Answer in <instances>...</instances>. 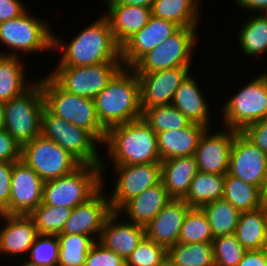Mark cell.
Masks as SVG:
<instances>
[{
	"instance_id": "83f0119b",
	"label": "cell",
	"mask_w": 267,
	"mask_h": 266,
	"mask_svg": "<svg viewBox=\"0 0 267 266\" xmlns=\"http://www.w3.org/2000/svg\"><path fill=\"white\" fill-rule=\"evenodd\" d=\"M21 56L0 54V101L8 102L27 91L35 80L27 82ZM31 82V83H30Z\"/></svg>"
},
{
	"instance_id": "74e56055",
	"label": "cell",
	"mask_w": 267,
	"mask_h": 266,
	"mask_svg": "<svg viewBox=\"0 0 267 266\" xmlns=\"http://www.w3.org/2000/svg\"><path fill=\"white\" fill-rule=\"evenodd\" d=\"M71 212L72 208L41 203L29 216L35 224L38 235L58 236Z\"/></svg>"
},
{
	"instance_id": "bcb514c9",
	"label": "cell",
	"mask_w": 267,
	"mask_h": 266,
	"mask_svg": "<svg viewBox=\"0 0 267 266\" xmlns=\"http://www.w3.org/2000/svg\"><path fill=\"white\" fill-rule=\"evenodd\" d=\"M13 163L0 161V214L10 201Z\"/></svg>"
},
{
	"instance_id": "ffe728a7",
	"label": "cell",
	"mask_w": 267,
	"mask_h": 266,
	"mask_svg": "<svg viewBox=\"0 0 267 266\" xmlns=\"http://www.w3.org/2000/svg\"><path fill=\"white\" fill-rule=\"evenodd\" d=\"M190 208L184 199L172 198L145 226L146 237L166 249L177 244L184 217Z\"/></svg>"
},
{
	"instance_id": "11a10c76",
	"label": "cell",
	"mask_w": 267,
	"mask_h": 266,
	"mask_svg": "<svg viewBox=\"0 0 267 266\" xmlns=\"http://www.w3.org/2000/svg\"><path fill=\"white\" fill-rule=\"evenodd\" d=\"M22 265L20 266H38V265H35L33 263H30L28 260L24 261L23 263H21Z\"/></svg>"
},
{
	"instance_id": "7a4b0ae2",
	"label": "cell",
	"mask_w": 267,
	"mask_h": 266,
	"mask_svg": "<svg viewBox=\"0 0 267 266\" xmlns=\"http://www.w3.org/2000/svg\"><path fill=\"white\" fill-rule=\"evenodd\" d=\"M94 102L98 120L106 130L142 118L137 73L132 68L123 67Z\"/></svg>"
},
{
	"instance_id": "4fadbf2b",
	"label": "cell",
	"mask_w": 267,
	"mask_h": 266,
	"mask_svg": "<svg viewBox=\"0 0 267 266\" xmlns=\"http://www.w3.org/2000/svg\"><path fill=\"white\" fill-rule=\"evenodd\" d=\"M115 188L108 196L112 211L117 212L127 201L161 182V163L114 166Z\"/></svg>"
},
{
	"instance_id": "9f6ffc18",
	"label": "cell",
	"mask_w": 267,
	"mask_h": 266,
	"mask_svg": "<svg viewBox=\"0 0 267 266\" xmlns=\"http://www.w3.org/2000/svg\"><path fill=\"white\" fill-rule=\"evenodd\" d=\"M263 250H265L267 252V232H266V236H265V243H264Z\"/></svg>"
},
{
	"instance_id": "30bf717a",
	"label": "cell",
	"mask_w": 267,
	"mask_h": 266,
	"mask_svg": "<svg viewBox=\"0 0 267 266\" xmlns=\"http://www.w3.org/2000/svg\"><path fill=\"white\" fill-rule=\"evenodd\" d=\"M197 40L196 27H181L170 38L145 54L132 69L137 74H145L176 67H191L192 51Z\"/></svg>"
},
{
	"instance_id": "6da1fadb",
	"label": "cell",
	"mask_w": 267,
	"mask_h": 266,
	"mask_svg": "<svg viewBox=\"0 0 267 266\" xmlns=\"http://www.w3.org/2000/svg\"><path fill=\"white\" fill-rule=\"evenodd\" d=\"M58 38L53 33L52 49L62 52L56 67L122 62L121 47L115 41L110 23L104 14L80 31L69 44Z\"/></svg>"
},
{
	"instance_id": "603a6c76",
	"label": "cell",
	"mask_w": 267,
	"mask_h": 266,
	"mask_svg": "<svg viewBox=\"0 0 267 266\" xmlns=\"http://www.w3.org/2000/svg\"><path fill=\"white\" fill-rule=\"evenodd\" d=\"M207 129L201 124L191 122L187 127L178 130L157 133L158 153L161 161L194 155Z\"/></svg>"
},
{
	"instance_id": "ac0fdd59",
	"label": "cell",
	"mask_w": 267,
	"mask_h": 266,
	"mask_svg": "<svg viewBox=\"0 0 267 266\" xmlns=\"http://www.w3.org/2000/svg\"><path fill=\"white\" fill-rule=\"evenodd\" d=\"M102 187L92 198L72 209L60 234L91 236L98 241L107 217L113 212L107 194ZM103 189V190H102Z\"/></svg>"
},
{
	"instance_id": "d6a6232c",
	"label": "cell",
	"mask_w": 267,
	"mask_h": 266,
	"mask_svg": "<svg viewBox=\"0 0 267 266\" xmlns=\"http://www.w3.org/2000/svg\"><path fill=\"white\" fill-rule=\"evenodd\" d=\"M249 18L240 27L238 42L245 56L258 57L267 52V13Z\"/></svg>"
},
{
	"instance_id": "b9f144b4",
	"label": "cell",
	"mask_w": 267,
	"mask_h": 266,
	"mask_svg": "<svg viewBox=\"0 0 267 266\" xmlns=\"http://www.w3.org/2000/svg\"><path fill=\"white\" fill-rule=\"evenodd\" d=\"M167 255V249L146 236L126 259V266H157Z\"/></svg>"
},
{
	"instance_id": "f35d334b",
	"label": "cell",
	"mask_w": 267,
	"mask_h": 266,
	"mask_svg": "<svg viewBox=\"0 0 267 266\" xmlns=\"http://www.w3.org/2000/svg\"><path fill=\"white\" fill-rule=\"evenodd\" d=\"M212 234L208 219L201 208H190L186 213L180 235L179 243L212 242Z\"/></svg>"
},
{
	"instance_id": "ab89813d",
	"label": "cell",
	"mask_w": 267,
	"mask_h": 266,
	"mask_svg": "<svg viewBox=\"0 0 267 266\" xmlns=\"http://www.w3.org/2000/svg\"><path fill=\"white\" fill-rule=\"evenodd\" d=\"M212 245L215 266H237L246 251L234 234L216 237Z\"/></svg>"
},
{
	"instance_id": "9a60e30c",
	"label": "cell",
	"mask_w": 267,
	"mask_h": 266,
	"mask_svg": "<svg viewBox=\"0 0 267 266\" xmlns=\"http://www.w3.org/2000/svg\"><path fill=\"white\" fill-rule=\"evenodd\" d=\"M267 170V154L237 132L229 157L228 174L261 188Z\"/></svg>"
},
{
	"instance_id": "836d02e7",
	"label": "cell",
	"mask_w": 267,
	"mask_h": 266,
	"mask_svg": "<svg viewBox=\"0 0 267 266\" xmlns=\"http://www.w3.org/2000/svg\"><path fill=\"white\" fill-rule=\"evenodd\" d=\"M206 215L214 238L234 234L240 212L221 198L201 207Z\"/></svg>"
},
{
	"instance_id": "7dc6e473",
	"label": "cell",
	"mask_w": 267,
	"mask_h": 266,
	"mask_svg": "<svg viewBox=\"0 0 267 266\" xmlns=\"http://www.w3.org/2000/svg\"><path fill=\"white\" fill-rule=\"evenodd\" d=\"M27 10L20 0H0V22L19 17Z\"/></svg>"
},
{
	"instance_id": "8fae6325",
	"label": "cell",
	"mask_w": 267,
	"mask_h": 266,
	"mask_svg": "<svg viewBox=\"0 0 267 266\" xmlns=\"http://www.w3.org/2000/svg\"><path fill=\"white\" fill-rule=\"evenodd\" d=\"M21 160L44 182L70 174L81 165L59 144L42 135L21 146Z\"/></svg>"
},
{
	"instance_id": "e575fe53",
	"label": "cell",
	"mask_w": 267,
	"mask_h": 266,
	"mask_svg": "<svg viewBox=\"0 0 267 266\" xmlns=\"http://www.w3.org/2000/svg\"><path fill=\"white\" fill-rule=\"evenodd\" d=\"M58 266H84L90 248L96 242L91 236L59 234Z\"/></svg>"
},
{
	"instance_id": "d6986e66",
	"label": "cell",
	"mask_w": 267,
	"mask_h": 266,
	"mask_svg": "<svg viewBox=\"0 0 267 266\" xmlns=\"http://www.w3.org/2000/svg\"><path fill=\"white\" fill-rule=\"evenodd\" d=\"M208 128L195 151L198 171L226 175L229 168L230 151L238 131L224 127L213 134Z\"/></svg>"
},
{
	"instance_id": "f907efd6",
	"label": "cell",
	"mask_w": 267,
	"mask_h": 266,
	"mask_svg": "<svg viewBox=\"0 0 267 266\" xmlns=\"http://www.w3.org/2000/svg\"><path fill=\"white\" fill-rule=\"evenodd\" d=\"M155 0H104L106 4H125L130 6H142L152 8Z\"/></svg>"
},
{
	"instance_id": "e0dca14e",
	"label": "cell",
	"mask_w": 267,
	"mask_h": 266,
	"mask_svg": "<svg viewBox=\"0 0 267 266\" xmlns=\"http://www.w3.org/2000/svg\"><path fill=\"white\" fill-rule=\"evenodd\" d=\"M180 28L172 21L152 15L149 22L121 46L123 67L132 68L145 54L170 38Z\"/></svg>"
},
{
	"instance_id": "f1b7e54d",
	"label": "cell",
	"mask_w": 267,
	"mask_h": 266,
	"mask_svg": "<svg viewBox=\"0 0 267 266\" xmlns=\"http://www.w3.org/2000/svg\"><path fill=\"white\" fill-rule=\"evenodd\" d=\"M266 232V206L240 213L234 235L246 250L263 249Z\"/></svg>"
},
{
	"instance_id": "8d00e7d4",
	"label": "cell",
	"mask_w": 267,
	"mask_h": 266,
	"mask_svg": "<svg viewBox=\"0 0 267 266\" xmlns=\"http://www.w3.org/2000/svg\"><path fill=\"white\" fill-rule=\"evenodd\" d=\"M142 118L157 134L187 127L191 121L171 104L142 109Z\"/></svg>"
},
{
	"instance_id": "3957f363",
	"label": "cell",
	"mask_w": 267,
	"mask_h": 266,
	"mask_svg": "<svg viewBox=\"0 0 267 266\" xmlns=\"http://www.w3.org/2000/svg\"><path fill=\"white\" fill-rule=\"evenodd\" d=\"M103 145L113 166L161 163L157 134L143 118L110 127Z\"/></svg>"
},
{
	"instance_id": "2e32d148",
	"label": "cell",
	"mask_w": 267,
	"mask_h": 266,
	"mask_svg": "<svg viewBox=\"0 0 267 266\" xmlns=\"http://www.w3.org/2000/svg\"><path fill=\"white\" fill-rule=\"evenodd\" d=\"M191 67H176L145 74H137L140 82L141 108L168 105L187 78Z\"/></svg>"
},
{
	"instance_id": "52a82bcc",
	"label": "cell",
	"mask_w": 267,
	"mask_h": 266,
	"mask_svg": "<svg viewBox=\"0 0 267 266\" xmlns=\"http://www.w3.org/2000/svg\"><path fill=\"white\" fill-rule=\"evenodd\" d=\"M44 97L38 80L22 95L5 102L4 129L20 145L41 135Z\"/></svg>"
},
{
	"instance_id": "d4e9b609",
	"label": "cell",
	"mask_w": 267,
	"mask_h": 266,
	"mask_svg": "<svg viewBox=\"0 0 267 266\" xmlns=\"http://www.w3.org/2000/svg\"><path fill=\"white\" fill-rule=\"evenodd\" d=\"M171 199L160 182L127 201L117 212L119 215L125 213L129 222L145 227Z\"/></svg>"
},
{
	"instance_id": "9c48e42d",
	"label": "cell",
	"mask_w": 267,
	"mask_h": 266,
	"mask_svg": "<svg viewBox=\"0 0 267 266\" xmlns=\"http://www.w3.org/2000/svg\"><path fill=\"white\" fill-rule=\"evenodd\" d=\"M223 104V127L240 132L247 125L266 119L267 72L256 76Z\"/></svg>"
},
{
	"instance_id": "681fc988",
	"label": "cell",
	"mask_w": 267,
	"mask_h": 266,
	"mask_svg": "<svg viewBox=\"0 0 267 266\" xmlns=\"http://www.w3.org/2000/svg\"><path fill=\"white\" fill-rule=\"evenodd\" d=\"M236 4L242 9L256 11V14L267 13V0H236Z\"/></svg>"
},
{
	"instance_id": "8992f818",
	"label": "cell",
	"mask_w": 267,
	"mask_h": 266,
	"mask_svg": "<svg viewBox=\"0 0 267 266\" xmlns=\"http://www.w3.org/2000/svg\"><path fill=\"white\" fill-rule=\"evenodd\" d=\"M41 135L59 144L81 164L101 166L102 175L106 172L107 164L97 148L100 143L88 131L52 114L46 107L41 115Z\"/></svg>"
},
{
	"instance_id": "5bb4252c",
	"label": "cell",
	"mask_w": 267,
	"mask_h": 266,
	"mask_svg": "<svg viewBox=\"0 0 267 266\" xmlns=\"http://www.w3.org/2000/svg\"><path fill=\"white\" fill-rule=\"evenodd\" d=\"M44 181L21 159L13 162L10 201L3 214L29 215L42 203Z\"/></svg>"
},
{
	"instance_id": "cb8c5ba5",
	"label": "cell",
	"mask_w": 267,
	"mask_h": 266,
	"mask_svg": "<svg viewBox=\"0 0 267 266\" xmlns=\"http://www.w3.org/2000/svg\"><path fill=\"white\" fill-rule=\"evenodd\" d=\"M104 14L111 26L115 41L121 47L132 35L140 31L150 20L152 9L125 4H107Z\"/></svg>"
},
{
	"instance_id": "d590c367",
	"label": "cell",
	"mask_w": 267,
	"mask_h": 266,
	"mask_svg": "<svg viewBox=\"0 0 267 266\" xmlns=\"http://www.w3.org/2000/svg\"><path fill=\"white\" fill-rule=\"evenodd\" d=\"M167 254L178 266H215L212 242L177 243Z\"/></svg>"
},
{
	"instance_id": "f5cc1de1",
	"label": "cell",
	"mask_w": 267,
	"mask_h": 266,
	"mask_svg": "<svg viewBox=\"0 0 267 266\" xmlns=\"http://www.w3.org/2000/svg\"><path fill=\"white\" fill-rule=\"evenodd\" d=\"M157 266H178L167 254Z\"/></svg>"
},
{
	"instance_id": "7bdbcfd3",
	"label": "cell",
	"mask_w": 267,
	"mask_h": 266,
	"mask_svg": "<svg viewBox=\"0 0 267 266\" xmlns=\"http://www.w3.org/2000/svg\"><path fill=\"white\" fill-rule=\"evenodd\" d=\"M84 266H126V260L96 241L87 253Z\"/></svg>"
},
{
	"instance_id": "60d3db41",
	"label": "cell",
	"mask_w": 267,
	"mask_h": 266,
	"mask_svg": "<svg viewBox=\"0 0 267 266\" xmlns=\"http://www.w3.org/2000/svg\"><path fill=\"white\" fill-rule=\"evenodd\" d=\"M58 236L38 235L29 251L27 260L38 266H58Z\"/></svg>"
},
{
	"instance_id": "ba28073f",
	"label": "cell",
	"mask_w": 267,
	"mask_h": 266,
	"mask_svg": "<svg viewBox=\"0 0 267 266\" xmlns=\"http://www.w3.org/2000/svg\"><path fill=\"white\" fill-rule=\"evenodd\" d=\"M25 11L19 17L0 22V42L9 48L10 52L1 55L19 57V53L51 51L53 32L49 24Z\"/></svg>"
},
{
	"instance_id": "44dd1931",
	"label": "cell",
	"mask_w": 267,
	"mask_h": 266,
	"mask_svg": "<svg viewBox=\"0 0 267 266\" xmlns=\"http://www.w3.org/2000/svg\"><path fill=\"white\" fill-rule=\"evenodd\" d=\"M5 221L0 230V253L14 256H28L38 236L35 224L29 215L0 214ZM25 253V254H24Z\"/></svg>"
},
{
	"instance_id": "4dcf8cb0",
	"label": "cell",
	"mask_w": 267,
	"mask_h": 266,
	"mask_svg": "<svg viewBox=\"0 0 267 266\" xmlns=\"http://www.w3.org/2000/svg\"><path fill=\"white\" fill-rule=\"evenodd\" d=\"M226 175L198 171L192 179L187 195L183 198L191 208L203 205L223 197Z\"/></svg>"
},
{
	"instance_id": "5b68a950",
	"label": "cell",
	"mask_w": 267,
	"mask_h": 266,
	"mask_svg": "<svg viewBox=\"0 0 267 266\" xmlns=\"http://www.w3.org/2000/svg\"><path fill=\"white\" fill-rule=\"evenodd\" d=\"M106 178L101 166L81 164L72 173L43 183L42 203L74 208L92 198Z\"/></svg>"
},
{
	"instance_id": "277c9868",
	"label": "cell",
	"mask_w": 267,
	"mask_h": 266,
	"mask_svg": "<svg viewBox=\"0 0 267 266\" xmlns=\"http://www.w3.org/2000/svg\"><path fill=\"white\" fill-rule=\"evenodd\" d=\"M42 87L44 105L54 115L88 131L100 145L107 130L98 120L94 99L64 90L50 75L37 79Z\"/></svg>"
},
{
	"instance_id": "1f68e13d",
	"label": "cell",
	"mask_w": 267,
	"mask_h": 266,
	"mask_svg": "<svg viewBox=\"0 0 267 266\" xmlns=\"http://www.w3.org/2000/svg\"><path fill=\"white\" fill-rule=\"evenodd\" d=\"M223 199L230 202L240 213L256 210L263 205L260 188L226 174Z\"/></svg>"
},
{
	"instance_id": "c3c4849f",
	"label": "cell",
	"mask_w": 267,
	"mask_h": 266,
	"mask_svg": "<svg viewBox=\"0 0 267 266\" xmlns=\"http://www.w3.org/2000/svg\"><path fill=\"white\" fill-rule=\"evenodd\" d=\"M237 266H267V252L260 250H246Z\"/></svg>"
},
{
	"instance_id": "7c38bea8",
	"label": "cell",
	"mask_w": 267,
	"mask_h": 266,
	"mask_svg": "<svg viewBox=\"0 0 267 266\" xmlns=\"http://www.w3.org/2000/svg\"><path fill=\"white\" fill-rule=\"evenodd\" d=\"M123 68L122 62L55 67L49 75L66 91L94 99Z\"/></svg>"
},
{
	"instance_id": "f546056e",
	"label": "cell",
	"mask_w": 267,
	"mask_h": 266,
	"mask_svg": "<svg viewBox=\"0 0 267 266\" xmlns=\"http://www.w3.org/2000/svg\"><path fill=\"white\" fill-rule=\"evenodd\" d=\"M200 8L195 0H155L151 9L154 17L172 21L180 27H197L202 19Z\"/></svg>"
},
{
	"instance_id": "4316f807",
	"label": "cell",
	"mask_w": 267,
	"mask_h": 266,
	"mask_svg": "<svg viewBox=\"0 0 267 266\" xmlns=\"http://www.w3.org/2000/svg\"><path fill=\"white\" fill-rule=\"evenodd\" d=\"M194 76L188 75L174 94L171 105L180 110L192 123L210 128L207 100ZM199 85V86H198Z\"/></svg>"
},
{
	"instance_id": "f6af8a7d",
	"label": "cell",
	"mask_w": 267,
	"mask_h": 266,
	"mask_svg": "<svg viewBox=\"0 0 267 266\" xmlns=\"http://www.w3.org/2000/svg\"><path fill=\"white\" fill-rule=\"evenodd\" d=\"M21 159V146L7 133L0 129V161L13 163Z\"/></svg>"
},
{
	"instance_id": "db71d44e",
	"label": "cell",
	"mask_w": 267,
	"mask_h": 266,
	"mask_svg": "<svg viewBox=\"0 0 267 266\" xmlns=\"http://www.w3.org/2000/svg\"><path fill=\"white\" fill-rule=\"evenodd\" d=\"M5 102L0 101V129L4 127Z\"/></svg>"
},
{
	"instance_id": "ee69618b",
	"label": "cell",
	"mask_w": 267,
	"mask_h": 266,
	"mask_svg": "<svg viewBox=\"0 0 267 266\" xmlns=\"http://www.w3.org/2000/svg\"><path fill=\"white\" fill-rule=\"evenodd\" d=\"M240 132L267 154V118L247 125Z\"/></svg>"
},
{
	"instance_id": "484cf974",
	"label": "cell",
	"mask_w": 267,
	"mask_h": 266,
	"mask_svg": "<svg viewBox=\"0 0 267 266\" xmlns=\"http://www.w3.org/2000/svg\"><path fill=\"white\" fill-rule=\"evenodd\" d=\"M197 172L194 155L161 161V182L171 198L183 199Z\"/></svg>"
},
{
	"instance_id": "816d5d0a",
	"label": "cell",
	"mask_w": 267,
	"mask_h": 266,
	"mask_svg": "<svg viewBox=\"0 0 267 266\" xmlns=\"http://www.w3.org/2000/svg\"><path fill=\"white\" fill-rule=\"evenodd\" d=\"M260 195H261L263 205L267 207V170L265 172L263 183L260 188Z\"/></svg>"
},
{
	"instance_id": "7402d4cb",
	"label": "cell",
	"mask_w": 267,
	"mask_h": 266,
	"mask_svg": "<svg viewBox=\"0 0 267 266\" xmlns=\"http://www.w3.org/2000/svg\"><path fill=\"white\" fill-rule=\"evenodd\" d=\"M119 217L114 211L107 217L98 242L126 260L146 236L145 227L129 221L117 222Z\"/></svg>"
}]
</instances>
